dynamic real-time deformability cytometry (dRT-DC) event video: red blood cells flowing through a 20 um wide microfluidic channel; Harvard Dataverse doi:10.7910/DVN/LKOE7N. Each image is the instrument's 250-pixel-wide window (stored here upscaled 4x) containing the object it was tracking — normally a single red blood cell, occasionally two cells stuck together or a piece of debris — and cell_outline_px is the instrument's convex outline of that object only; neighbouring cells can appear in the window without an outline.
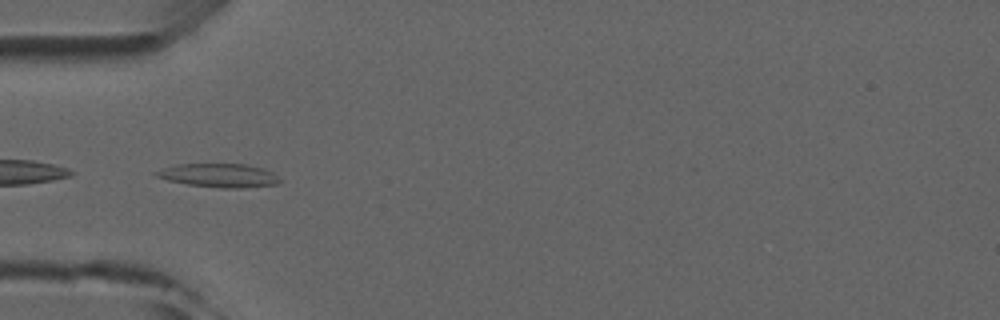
{"species": "common noctule bat (a hibernating species)", "species_latin": "Nyctalus noctula", "temperature_condition": "room temperature", "stored_images_in_passage": 4, "camera_frame_rate_fps": 3000, "um_per_image_px": 0.085, "animal": {"sex": "male", "forearm_length_mm": 52.5}, "frame": {"image": 1, "passage_image": 4, "time_ms": 3.333, "image_size_px": [1000, 320], "cell_outline_px": [[280, 184], [244, 188], [220, 188], [188, 184], [168, 180], [156, 176], [152, 172], [176, 164], [244, 164], [264, 168], [272, 172], [280, 180]], "centroid_in_image_um": [18.63, 14.91], "position_along_channel_um": 66.4, "area_um2": 17.05}}